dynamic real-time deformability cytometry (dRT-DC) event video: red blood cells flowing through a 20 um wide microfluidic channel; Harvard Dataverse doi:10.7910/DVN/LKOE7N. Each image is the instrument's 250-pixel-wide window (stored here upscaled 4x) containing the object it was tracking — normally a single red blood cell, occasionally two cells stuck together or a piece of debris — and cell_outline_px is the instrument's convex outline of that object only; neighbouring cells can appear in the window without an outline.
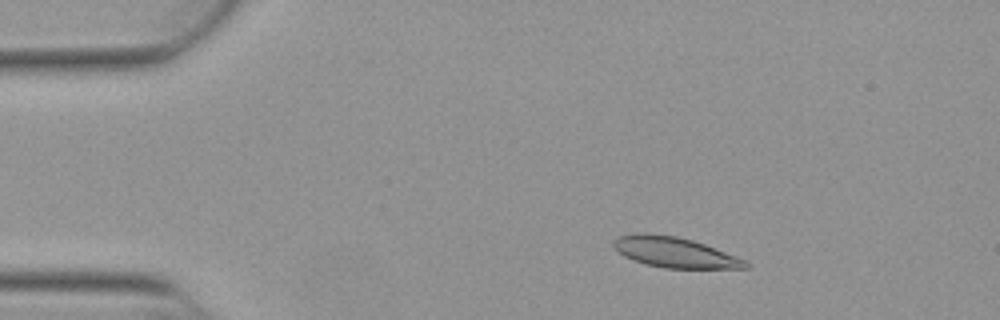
{"species": "Egyptian fruit bat (a non-hibernating species)", "species_latin": "Rousettus aegyptiacus", "temperature_condition": "warm", "stored_images_in_passage": 52, "camera_frame_rate_fps": 3000, "um_per_image_px": 0.085, "animal": {"sex": "female"}, "frame": {"image": 1, "passage_image": 8, "time_ms": 2.333, "image_size_px": [1000, 320], "cell_outline_px": [[752, 264], [748, 268], [664, 268], [644, 264], [632, 260], [624, 256], [612, 244], [612, 240], [620, 236], [648, 232], [676, 236], [692, 240], [704, 244], [736, 256]], "centroid_in_image_um": [57.34, 21.45], "position_along_channel_um": 27.7, "area_um2": 23.29}}
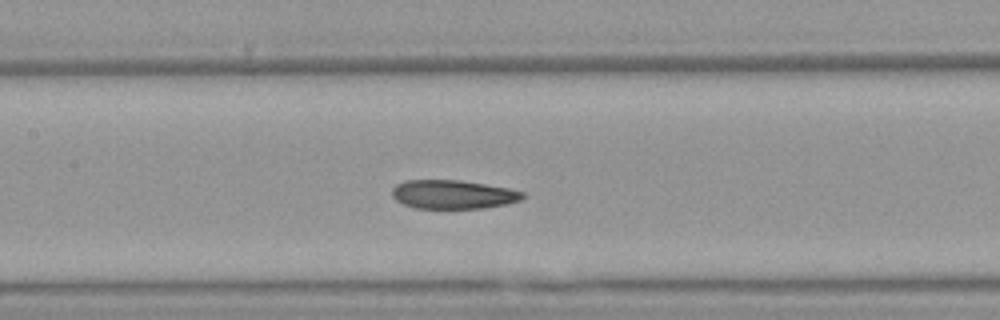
{"frame": {"image": 2, "passage_image": 24, "time_ms": 7.667, "image_size_px": [1000, 320], "cell_outline_px": [[524, 196], [520, 200], [508, 204], [484, 208], [416, 208], [404, 204], [396, 200], [392, 196], [392, 188], [396, 184], [404, 180], [460, 180], [508, 188], [524, 192]], "centroid_in_image_um": [38.5, 16.52], "position_along_channel_um": 168.9, "area_um2": 21.91}}
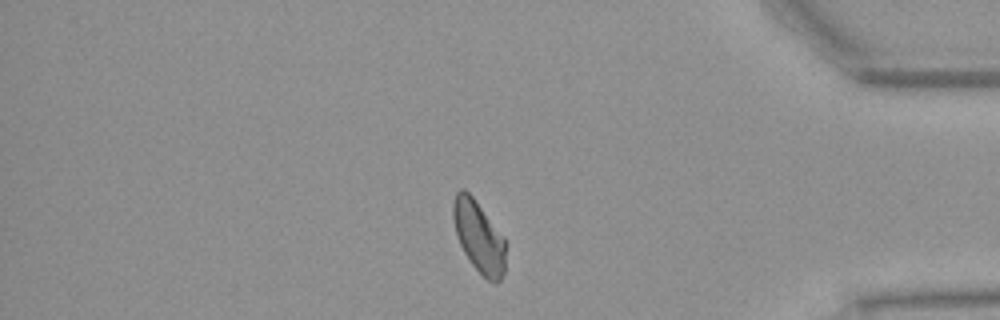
{"frame": {"image": 3, "passage_image": 44, "time_ms": 14.333, "image_size_px": [1000, 320], "cell_outline_px": [[504, 272], [500, 280], [488, 280], [472, 264], [464, 252], [456, 236], [452, 216], [452, 204], [456, 192], [460, 188], [464, 188], [472, 196], [504, 236]], "centroid_in_image_um": [40.66, 20.06], "position_along_channel_um": 394.5, "area_um2": 21.56}, "authors_computed_cell_mechanics": {"area_um2": 22.7732, "velocity_mm_per_s": 3.8431, "shape_relaxation_time_tau1_ms": null, "shape_relaxation_time_tau2_ms": 3.1451, "deformation_change_tau1": null, "deformation_change_tau2": 0.0867}}